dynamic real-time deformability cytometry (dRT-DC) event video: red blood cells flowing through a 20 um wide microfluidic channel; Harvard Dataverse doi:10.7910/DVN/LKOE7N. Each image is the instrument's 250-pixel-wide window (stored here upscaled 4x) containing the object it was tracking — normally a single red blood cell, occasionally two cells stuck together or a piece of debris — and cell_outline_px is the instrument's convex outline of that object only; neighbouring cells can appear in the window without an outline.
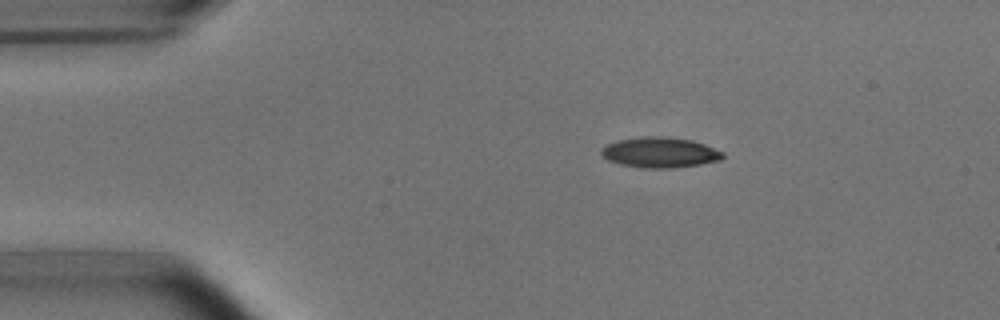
{"species": "common noctule bat (a hibernating species)", "species_latin": "Nyctalus noctula", "temperature_condition": "room temperature", "stored_images_in_passage": 13, "camera_frame_rate_fps": 3000, "um_per_image_px": 0.085, "animal": {"sex": "male", "body_mass_g": 15.6}, "frame": {"image": 1, "passage_image": 1, "time_ms": 0.0, "image_size_px": [1000, 320], "cell_outline_px": [[724, 156], [720, 160], [700, 164], [672, 168], [644, 168], [620, 164], [608, 160], [600, 152], [600, 148], [616, 140], [644, 136], [668, 136], [692, 140], [704, 144], [724, 152]], "centroid_in_image_um": [56.09, 12.95], "position_along_channel_um": 28.9, "area_um2": 21.62}}
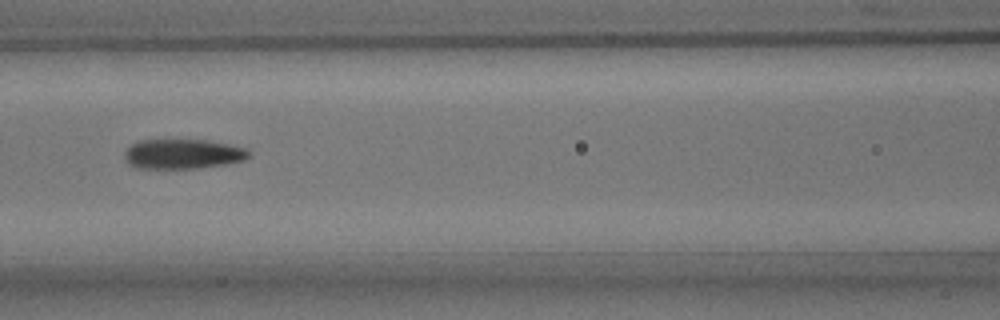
{"frame": {"image": 2, "passage_image": 5, "time_ms": 4.667, "image_size_px": [1000, 320], "cell_outline_px": [[252, 156], [244, 160], [224, 164], [200, 168], [136, 168], [128, 164], [124, 156], [124, 152], [132, 144], [140, 140], [204, 140], [228, 144], [244, 148], [252, 152]], "centroid_in_image_um": [15.55, 13.09], "position_along_channel_um": 151.1, "area_um2": 21.56}}
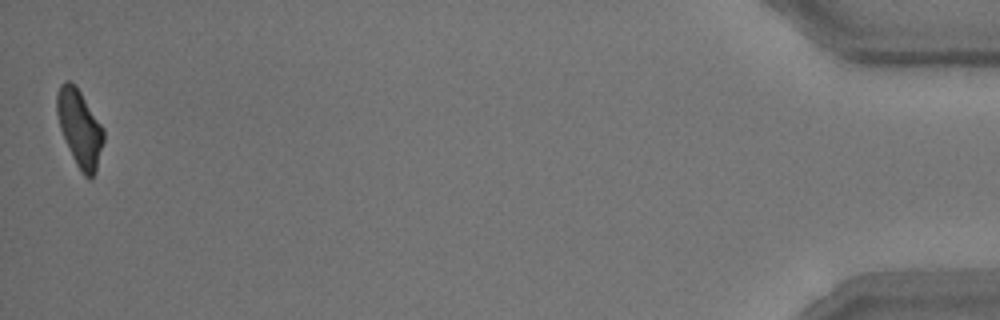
{"frame": {"image": 3, "passage_image": 13, "time_ms": 14.667, "image_size_px": [1000, 320], "cell_outline_px": [[104, 140], [96, 172], [92, 176], [84, 176], [80, 172], [72, 156], [60, 128], [56, 112], [56, 96], [60, 84], [64, 80], [68, 80], [76, 84], [104, 128]], "centroid_in_image_um": [6.77, 10.85], "position_along_channel_um": 428.4, "area_um2": 21.04}, "authors_computed_cell_mechanics": {"area_um2": 21.6172, "velocity_mm_per_s": 3.6886, "shape_relaxation_time_tau1_ms": 6.1049, "shape_relaxation_time_tau2_ms": 3.0901, "deformation_change_tau1": 0.18, "deformation_change_tau2": 0.0878}}